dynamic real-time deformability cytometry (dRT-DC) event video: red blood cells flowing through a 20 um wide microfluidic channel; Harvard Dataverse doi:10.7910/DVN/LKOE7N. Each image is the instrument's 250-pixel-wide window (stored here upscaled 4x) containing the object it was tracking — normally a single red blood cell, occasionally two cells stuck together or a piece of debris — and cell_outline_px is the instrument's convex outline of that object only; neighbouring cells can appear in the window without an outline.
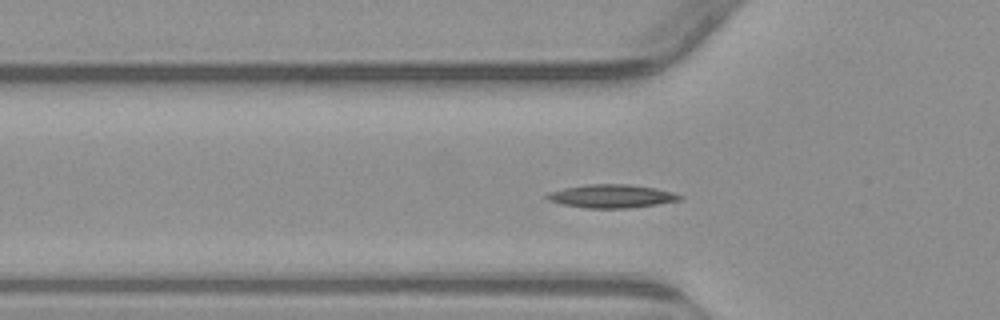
{"species": "common noctule bat (a hibernating species)", "species_latin": "Nyctalus noctula", "temperature_condition": "warm", "stored_images_in_passage": 54, "camera_frame_rate_fps": 3000, "um_per_image_px": 0.085, "animal": {"sex": "male", "body_mass_g": 23.1, "forearm_length_mm": 52.7}, "frame": {"image": 1, "passage_image": 17, "time_ms": 5.333, "image_size_px": [1000, 320], "cell_outline_px": [[684, 196], [680, 200], [656, 204], [628, 208], [588, 208], [560, 204], [548, 200], [544, 196], [548, 192], [564, 188], [588, 184], [628, 184], [656, 188], [672, 192]], "centroid_in_image_um": [51.95, 16.67], "position_along_channel_um": 73.8, "area_um2": 18.03}}
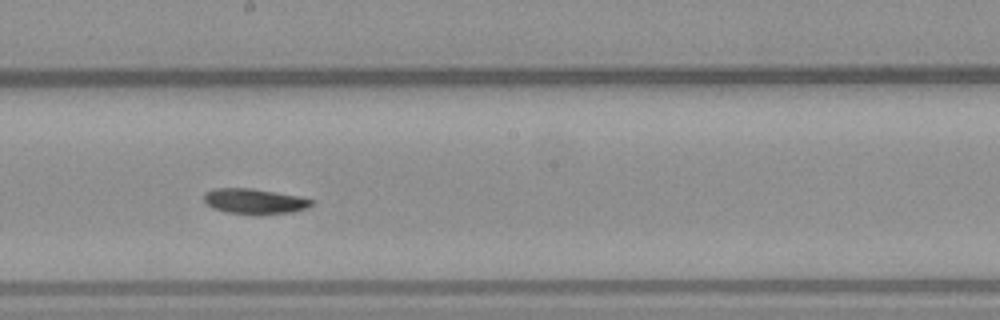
{"frame": {"image": 2, "passage_image": 29, "time_ms": 9.333, "image_size_px": [1000, 320], "cell_outline_px": [[316, 200], [308, 208], [292, 212], [256, 216], [224, 212], [212, 208], [204, 200], [204, 192], [216, 188], [252, 188], [300, 196]], "centroid_in_image_um": [21.66, 17.13], "position_along_channel_um": 226.5, "area_um2": 16.36}}
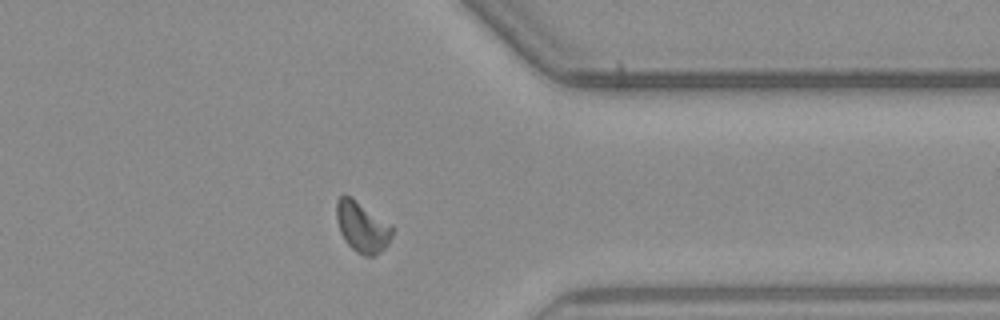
{"frame": {"image": 3, "passage_image": 42, "time_ms": 13.667, "image_size_px": [1000, 320], "cell_outline_px": [[396, 228], [388, 244], [380, 252], [372, 256], [364, 256], [356, 252], [344, 240], [340, 232], [336, 220], [336, 200], [340, 196], [352, 196], [392, 224]], "centroid_in_image_um": [30.81, 19.27], "position_along_channel_um": 380.6, "area_um2": 16.88}}